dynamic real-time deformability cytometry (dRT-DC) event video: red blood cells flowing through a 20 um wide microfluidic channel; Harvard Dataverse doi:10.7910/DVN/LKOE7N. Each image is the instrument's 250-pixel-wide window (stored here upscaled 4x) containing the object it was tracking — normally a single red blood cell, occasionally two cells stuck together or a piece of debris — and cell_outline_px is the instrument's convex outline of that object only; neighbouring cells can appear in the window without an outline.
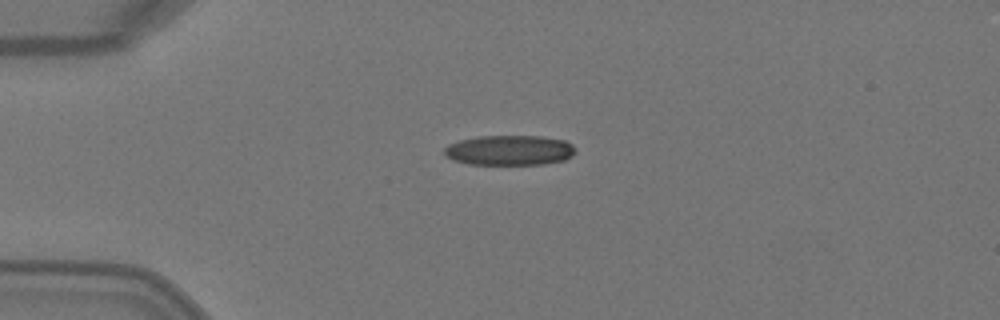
{"species": "Egyptian fruit bat (a non-hibernating species)", "species_latin": "Rousettus aegyptiacus", "temperature_condition": "warm", "stored_images_in_passage": 1, "camera_frame_rate_fps": 3000, "um_per_image_px": 0.085, "animal": {"sex": "female"}, "frame": {"image": 1, "passage_image": 1, "time_ms": 0.0, "image_size_px": [1000, 320], "cell_outline_px": [[576, 152], [572, 156], [564, 160], [544, 164], [468, 164], [452, 160], [444, 156], [444, 148], [448, 144], [460, 140], [476, 136], [540, 136], [564, 140], [572, 144], [576, 148]], "centroid_in_image_um": [43.29, 12.77], "position_along_channel_um": 41.7, "area_um2": 23.18}}